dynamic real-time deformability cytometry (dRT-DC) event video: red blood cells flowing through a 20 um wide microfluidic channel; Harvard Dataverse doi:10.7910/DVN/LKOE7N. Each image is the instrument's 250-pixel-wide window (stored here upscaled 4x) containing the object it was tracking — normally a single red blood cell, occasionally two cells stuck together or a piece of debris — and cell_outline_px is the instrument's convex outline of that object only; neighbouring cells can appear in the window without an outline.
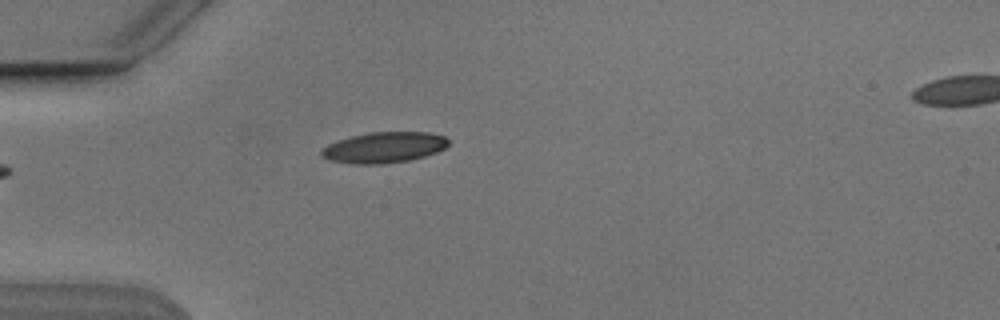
{"species": "Egyptian fruit bat (a non-hibernating species)", "species_latin": "Rousettus aegyptiacus", "temperature_condition": "cold", "stored_images_in_passage": 34, "camera_frame_rate_fps": 3000, "um_per_image_px": 0.085, "animal": {"sex": "male"}, "frame": {"image": 1, "passage_image": 1, "time_ms": 0.0, "image_size_px": [1000, 320], "cell_outline_px": [[448, 144], [444, 148], [436, 152], [424, 156], [408, 160], [384, 164], [356, 164], [328, 160], [320, 156], [320, 152], [328, 144], [352, 136], [368, 132], [428, 132], [444, 136], [448, 140]], "centroid_in_image_um": [32.62, 12.53], "position_along_channel_um": 52.4, "area_um2": 22.66}}
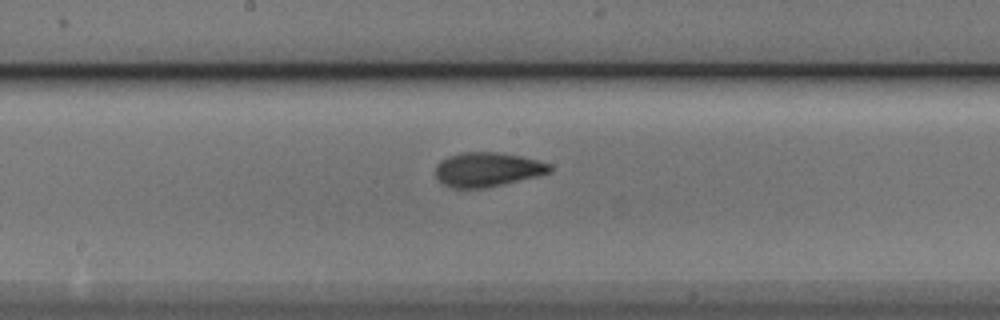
{"frame": {"image": 2, "passage_image": 14, "time_ms": 4.333, "image_size_px": [1000, 320], "cell_outline_px": [[552, 172], [504, 184], [484, 188], [452, 188], [444, 184], [436, 176], [436, 164], [440, 160], [448, 156], [460, 152], [496, 152], [520, 156], [552, 164]], "centroid_in_image_um": [41.42, 14.4], "position_along_channel_um": 206.8, "area_um2": 22.83}}
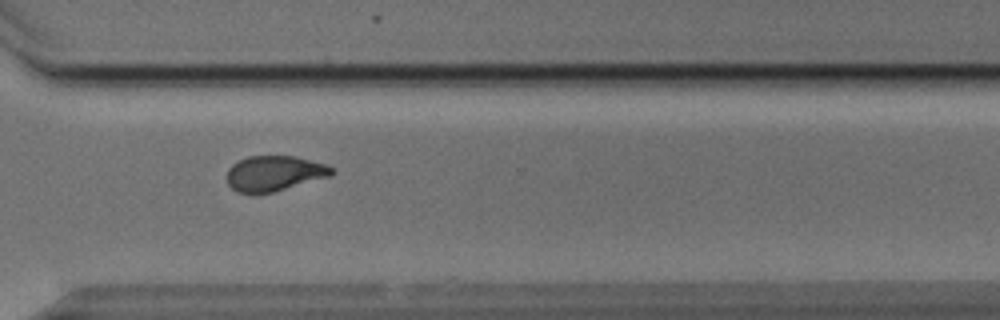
{"frame": {"image": 3, "passage_image": 25, "time_ms": 8.0, "image_size_px": [1000, 320], "cell_outline_px": [[336, 172], [332, 176], [272, 192], [236, 192], [228, 184], [228, 168], [232, 164], [248, 156], [296, 156], [328, 164]], "centroid_in_image_um": [23.37, 14.72], "position_along_channel_um": 347.2, "area_um2": 21.5}, "authors_computed_cell_mechanics": {"area_um2": 22.1374, "velocity_mm_per_s": 3.8372, "shape_relaxation_time_tau1_ms": 3.3624, "shape_relaxation_time_tau2_ms": 1.5726, "deformation_change_tau1": 0.143, "deformation_change_tau2": 0.0609}}